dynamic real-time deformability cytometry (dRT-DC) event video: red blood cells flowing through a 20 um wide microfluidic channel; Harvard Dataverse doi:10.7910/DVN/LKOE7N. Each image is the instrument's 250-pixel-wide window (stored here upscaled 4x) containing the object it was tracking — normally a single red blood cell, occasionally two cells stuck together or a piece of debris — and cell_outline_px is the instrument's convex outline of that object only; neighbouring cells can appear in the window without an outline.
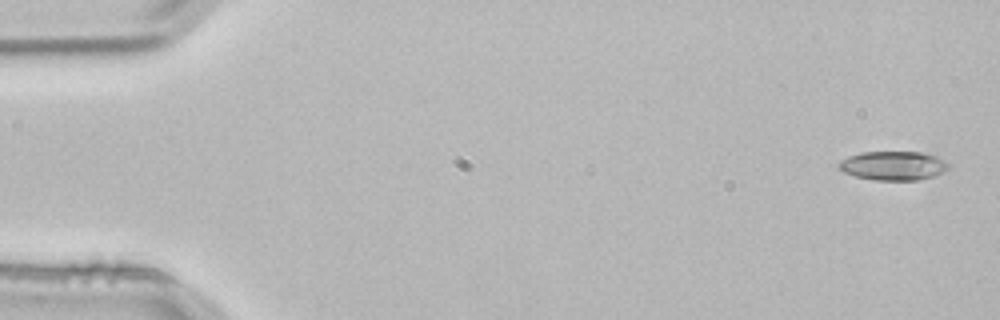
{"species": "common noctule bat (a hibernating species)", "species_latin": "Nyctalus noctula", "temperature_condition": "room temperature", "stored_images_in_passage": 3, "camera_frame_rate_fps": 3000, "um_per_image_px": 0.085, "animal": {"sex": "male", "body_mass_g": 21.5, "forearm_length_mm": 52.0}, "frame": {"image": 1, "passage_image": 1, "time_ms": 0.0, "image_size_px": [1000, 320], "cell_outline_px": [[952, 164], [944, 172], [936, 176], [920, 180], [876, 180], [856, 176], [844, 172], [836, 164], [840, 160], [848, 156], [860, 152], [920, 152], [936, 156]], "centroid_in_image_um": [75.96, 14.08], "position_along_channel_um": 9.0, "area_um2": 18.73}}